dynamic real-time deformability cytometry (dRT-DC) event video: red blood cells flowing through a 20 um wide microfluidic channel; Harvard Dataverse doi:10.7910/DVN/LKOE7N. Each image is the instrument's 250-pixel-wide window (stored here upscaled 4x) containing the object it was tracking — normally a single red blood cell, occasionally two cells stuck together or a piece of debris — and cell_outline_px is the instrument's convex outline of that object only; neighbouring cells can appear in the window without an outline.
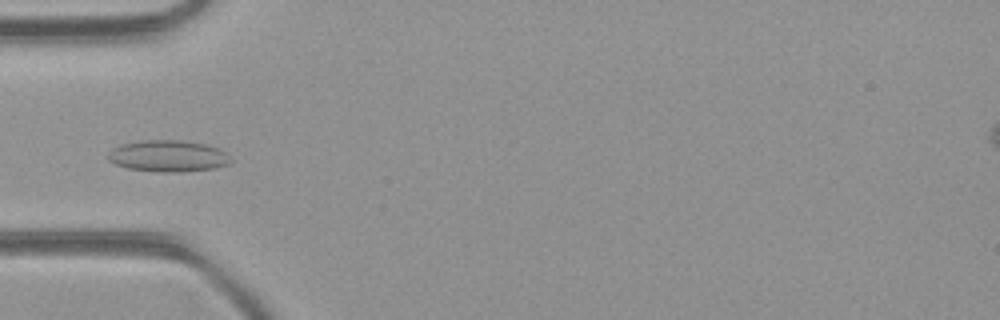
{"species": "common noctule bat (a hibernating species)", "species_latin": "Nyctalus noctula", "temperature_condition": "room temperature", "stored_images_in_passage": 35, "camera_frame_rate_fps": 3000, "um_per_image_px": 0.085, "animal": {"sex": "female", "body_mass_g": 21.9}, "frame": {"image": 1, "passage_image": 3, "time_ms": 0.667, "image_size_px": [1000, 320], "cell_outline_px": [[232, 160], [228, 164], [216, 168], [180, 172], [160, 172], [128, 168], [116, 164], [108, 160], [108, 152], [112, 148], [120, 144], [140, 140], [180, 140], [208, 144], [220, 148]], "centroid_in_image_um": [14.29, 13.25], "position_along_channel_um": 70.7, "area_um2": 22.72}}
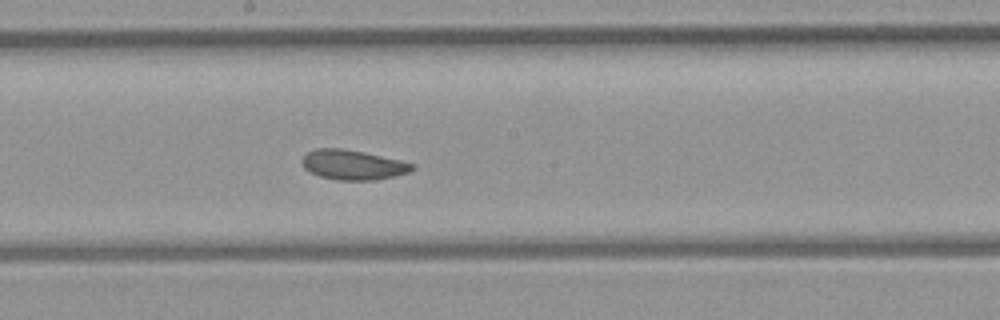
{"frame": {"image": 2, "passage_image": 13, "time_ms": 4.0, "image_size_px": [1000, 320], "cell_outline_px": [[416, 168], [412, 172], [376, 180], [336, 180], [320, 176], [304, 168], [300, 160], [308, 152], [316, 148], [340, 148], [364, 152], [400, 160], [416, 164]], "centroid_in_image_um": [30.04, 14.01], "position_along_channel_um": 218.2, "area_um2": 19.25}}
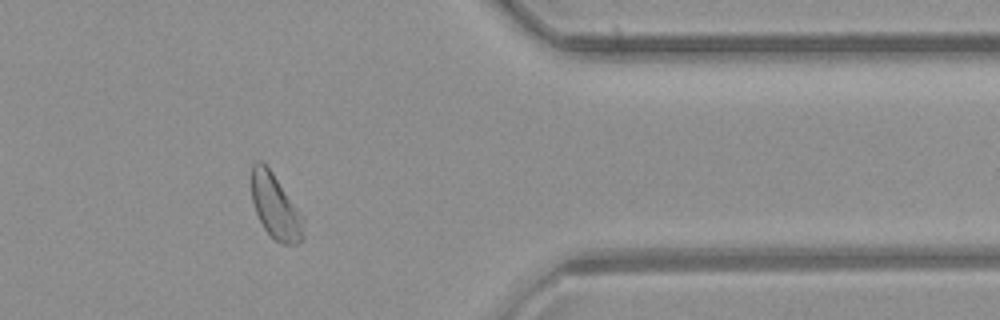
{"frame": {"image": 3, "passage_image": 26, "time_ms": 8.333, "image_size_px": [1000, 320], "cell_outline_px": [[304, 236], [296, 244], [280, 244], [264, 228], [256, 212], [252, 200], [252, 164], [256, 160], [260, 160], [272, 172], [304, 216]], "centroid_in_image_um": [23.44, 17.57], "position_along_channel_um": 388.0, "area_um2": 19.48}, "authors_computed_cell_mechanics": {"area_um2": 19.7676, "velocity_mm_per_s": 4.4041, "shape_relaxation_time_tau1_ms": null, "shape_relaxation_time_tau2_ms": 2.3511, "deformation_change_tau1": null, "deformation_change_tau2": 0.0771}}